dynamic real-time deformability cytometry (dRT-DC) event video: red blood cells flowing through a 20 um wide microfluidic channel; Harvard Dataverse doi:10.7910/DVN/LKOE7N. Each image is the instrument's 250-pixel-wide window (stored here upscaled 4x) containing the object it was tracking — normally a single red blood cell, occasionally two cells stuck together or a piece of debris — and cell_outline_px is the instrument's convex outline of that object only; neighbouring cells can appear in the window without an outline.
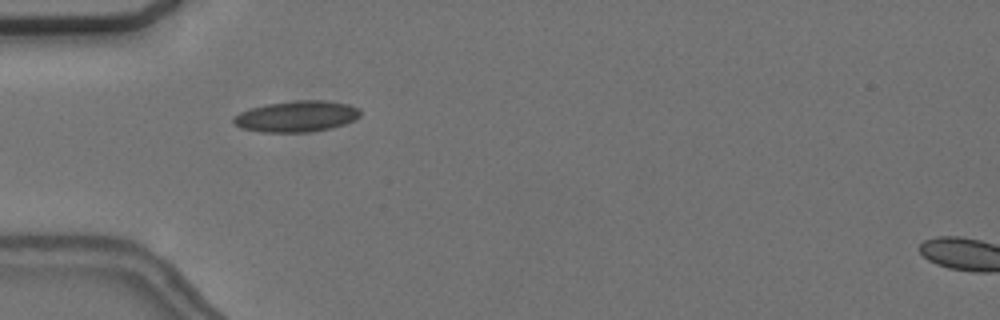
{"species": "common noctule bat (a hibernating species)", "species_latin": "Nyctalus noctula", "temperature_condition": "cold", "stored_images_in_passage": 11, "camera_frame_rate_fps": 3000, "um_per_image_px": 0.085, "animal": {"sex": "female", "body_mass_g": 24.6, "forearm_length_mm": 56.2}, "frame": {"image": 1, "passage_image": 1, "time_ms": 0.0, "image_size_px": [1000, 320], "cell_outline_px": [[360, 116], [356, 120], [332, 128], [308, 132], [260, 132], [240, 128], [232, 120], [232, 116], [240, 112], [252, 108], [268, 104], [296, 100], [320, 100], [348, 104], [360, 108]], "centroid_in_image_um": [25.22, 9.9], "position_along_channel_um": 59.8, "area_um2": 23.0}, "authors_computed_cell_mechanics": {"area_um2": 20.8658, "velocity_mm_per_s": 3.6685, "shape_relaxation_time_tau1_ms": null, "shape_relaxation_time_tau2_ms": 1.4191, "deformation_change_tau1": null, "deformation_change_tau2": 0.0564}}